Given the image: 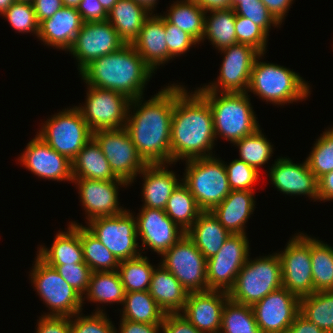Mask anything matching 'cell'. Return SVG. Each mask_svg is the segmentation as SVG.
Listing matches in <instances>:
<instances>
[{
	"mask_svg": "<svg viewBox=\"0 0 333 333\" xmlns=\"http://www.w3.org/2000/svg\"><path fill=\"white\" fill-rule=\"evenodd\" d=\"M173 110L174 84L166 85L149 100L142 96L130 102L125 129L147 164H171Z\"/></svg>",
	"mask_w": 333,
	"mask_h": 333,
	"instance_id": "cell-1",
	"label": "cell"
},
{
	"mask_svg": "<svg viewBox=\"0 0 333 333\" xmlns=\"http://www.w3.org/2000/svg\"><path fill=\"white\" fill-rule=\"evenodd\" d=\"M174 83L171 122V164L179 160L214 156L213 114L208 102L196 91Z\"/></svg>",
	"mask_w": 333,
	"mask_h": 333,
	"instance_id": "cell-2",
	"label": "cell"
},
{
	"mask_svg": "<svg viewBox=\"0 0 333 333\" xmlns=\"http://www.w3.org/2000/svg\"><path fill=\"white\" fill-rule=\"evenodd\" d=\"M155 72L145 63L132 44L90 62L80 72L86 85L112 90L133 100L144 90Z\"/></svg>",
	"mask_w": 333,
	"mask_h": 333,
	"instance_id": "cell-3",
	"label": "cell"
},
{
	"mask_svg": "<svg viewBox=\"0 0 333 333\" xmlns=\"http://www.w3.org/2000/svg\"><path fill=\"white\" fill-rule=\"evenodd\" d=\"M265 53L254 61L247 93L251 92L265 102L285 105L306 100L311 87L293 69L274 63L261 62Z\"/></svg>",
	"mask_w": 333,
	"mask_h": 333,
	"instance_id": "cell-4",
	"label": "cell"
},
{
	"mask_svg": "<svg viewBox=\"0 0 333 333\" xmlns=\"http://www.w3.org/2000/svg\"><path fill=\"white\" fill-rule=\"evenodd\" d=\"M213 114L214 134L234 143L253 134L260 124L247 92H198Z\"/></svg>",
	"mask_w": 333,
	"mask_h": 333,
	"instance_id": "cell-5",
	"label": "cell"
},
{
	"mask_svg": "<svg viewBox=\"0 0 333 333\" xmlns=\"http://www.w3.org/2000/svg\"><path fill=\"white\" fill-rule=\"evenodd\" d=\"M182 182L202 211H212L231 192L224 162L215 155L185 161Z\"/></svg>",
	"mask_w": 333,
	"mask_h": 333,
	"instance_id": "cell-6",
	"label": "cell"
},
{
	"mask_svg": "<svg viewBox=\"0 0 333 333\" xmlns=\"http://www.w3.org/2000/svg\"><path fill=\"white\" fill-rule=\"evenodd\" d=\"M281 287V260L275 252L253 260L249 255L237 275L234 287L228 293L232 301L252 306Z\"/></svg>",
	"mask_w": 333,
	"mask_h": 333,
	"instance_id": "cell-7",
	"label": "cell"
},
{
	"mask_svg": "<svg viewBox=\"0 0 333 333\" xmlns=\"http://www.w3.org/2000/svg\"><path fill=\"white\" fill-rule=\"evenodd\" d=\"M30 280L50 312L41 316L72 317L83 310V297L38 256L34 258Z\"/></svg>",
	"mask_w": 333,
	"mask_h": 333,
	"instance_id": "cell-8",
	"label": "cell"
},
{
	"mask_svg": "<svg viewBox=\"0 0 333 333\" xmlns=\"http://www.w3.org/2000/svg\"><path fill=\"white\" fill-rule=\"evenodd\" d=\"M48 118L37 135L52 149L72 161L92 139L93 132L77 106L65 108Z\"/></svg>",
	"mask_w": 333,
	"mask_h": 333,
	"instance_id": "cell-9",
	"label": "cell"
},
{
	"mask_svg": "<svg viewBox=\"0 0 333 333\" xmlns=\"http://www.w3.org/2000/svg\"><path fill=\"white\" fill-rule=\"evenodd\" d=\"M134 216L126 209L119 215L94 218L86 223V228L120 262L142 254Z\"/></svg>",
	"mask_w": 333,
	"mask_h": 333,
	"instance_id": "cell-10",
	"label": "cell"
},
{
	"mask_svg": "<svg viewBox=\"0 0 333 333\" xmlns=\"http://www.w3.org/2000/svg\"><path fill=\"white\" fill-rule=\"evenodd\" d=\"M277 253L281 260L282 286L299 299L313 294L311 236L303 232L294 234L284 250Z\"/></svg>",
	"mask_w": 333,
	"mask_h": 333,
	"instance_id": "cell-11",
	"label": "cell"
},
{
	"mask_svg": "<svg viewBox=\"0 0 333 333\" xmlns=\"http://www.w3.org/2000/svg\"><path fill=\"white\" fill-rule=\"evenodd\" d=\"M85 103L77 108L92 132L125 128L131 102L122 93L87 85Z\"/></svg>",
	"mask_w": 333,
	"mask_h": 333,
	"instance_id": "cell-12",
	"label": "cell"
},
{
	"mask_svg": "<svg viewBox=\"0 0 333 333\" xmlns=\"http://www.w3.org/2000/svg\"><path fill=\"white\" fill-rule=\"evenodd\" d=\"M159 262L169 270L188 293L207 291V259L185 234L161 255Z\"/></svg>",
	"mask_w": 333,
	"mask_h": 333,
	"instance_id": "cell-13",
	"label": "cell"
},
{
	"mask_svg": "<svg viewBox=\"0 0 333 333\" xmlns=\"http://www.w3.org/2000/svg\"><path fill=\"white\" fill-rule=\"evenodd\" d=\"M92 138L109 161L113 173L129 185L134 183L147 163L139 155L127 130H97Z\"/></svg>",
	"mask_w": 333,
	"mask_h": 333,
	"instance_id": "cell-14",
	"label": "cell"
},
{
	"mask_svg": "<svg viewBox=\"0 0 333 333\" xmlns=\"http://www.w3.org/2000/svg\"><path fill=\"white\" fill-rule=\"evenodd\" d=\"M219 52L224 56L217 80L194 89L197 92H247L253 64L260 53L241 43L223 48Z\"/></svg>",
	"mask_w": 333,
	"mask_h": 333,
	"instance_id": "cell-15",
	"label": "cell"
},
{
	"mask_svg": "<svg viewBox=\"0 0 333 333\" xmlns=\"http://www.w3.org/2000/svg\"><path fill=\"white\" fill-rule=\"evenodd\" d=\"M250 247L246 234H232L218 253L207 259L208 290L229 292L240 269L247 262Z\"/></svg>",
	"mask_w": 333,
	"mask_h": 333,
	"instance_id": "cell-16",
	"label": "cell"
},
{
	"mask_svg": "<svg viewBox=\"0 0 333 333\" xmlns=\"http://www.w3.org/2000/svg\"><path fill=\"white\" fill-rule=\"evenodd\" d=\"M124 45L125 42L108 20L85 22L67 52L76 58L80 72L90 62L116 52Z\"/></svg>",
	"mask_w": 333,
	"mask_h": 333,
	"instance_id": "cell-17",
	"label": "cell"
},
{
	"mask_svg": "<svg viewBox=\"0 0 333 333\" xmlns=\"http://www.w3.org/2000/svg\"><path fill=\"white\" fill-rule=\"evenodd\" d=\"M78 188L82 208L85 210L86 223L94 218L115 216L123 213L126 208L119 206L118 193L120 187L130 186L122 179L91 180L87 178H73ZM120 186V187H119Z\"/></svg>",
	"mask_w": 333,
	"mask_h": 333,
	"instance_id": "cell-18",
	"label": "cell"
},
{
	"mask_svg": "<svg viewBox=\"0 0 333 333\" xmlns=\"http://www.w3.org/2000/svg\"><path fill=\"white\" fill-rule=\"evenodd\" d=\"M251 307L262 333H284L300 313V299L282 286Z\"/></svg>",
	"mask_w": 333,
	"mask_h": 333,
	"instance_id": "cell-19",
	"label": "cell"
},
{
	"mask_svg": "<svg viewBox=\"0 0 333 333\" xmlns=\"http://www.w3.org/2000/svg\"><path fill=\"white\" fill-rule=\"evenodd\" d=\"M135 218L137 236L142 241L141 251L149 248L162 255L186 234L164 210L141 207Z\"/></svg>",
	"mask_w": 333,
	"mask_h": 333,
	"instance_id": "cell-20",
	"label": "cell"
},
{
	"mask_svg": "<svg viewBox=\"0 0 333 333\" xmlns=\"http://www.w3.org/2000/svg\"><path fill=\"white\" fill-rule=\"evenodd\" d=\"M18 160L40 179L73 182L72 161L52 149L37 134L27 143Z\"/></svg>",
	"mask_w": 333,
	"mask_h": 333,
	"instance_id": "cell-21",
	"label": "cell"
},
{
	"mask_svg": "<svg viewBox=\"0 0 333 333\" xmlns=\"http://www.w3.org/2000/svg\"><path fill=\"white\" fill-rule=\"evenodd\" d=\"M291 158L279 157L269 168L270 183L277 191L290 196H307L318 202V179L310 171L306 160L293 163Z\"/></svg>",
	"mask_w": 333,
	"mask_h": 333,
	"instance_id": "cell-22",
	"label": "cell"
},
{
	"mask_svg": "<svg viewBox=\"0 0 333 333\" xmlns=\"http://www.w3.org/2000/svg\"><path fill=\"white\" fill-rule=\"evenodd\" d=\"M229 293L207 290L189 293L180 312L193 326L203 333H219L222 311Z\"/></svg>",
	"mask_w": 333,
	"mask_h": 333,
	"instance_id": "cell-23",
	"label": "cell"
},
{
	"mask_svg": "<svg viewBox=\"0 0 333 333\" xmlns=\"http://www.w3.org/2000/svg\"><path fill=\"white\" fill-rule=\"evenodd\" d=\"M83 23L77 8L63 6L51 18L39 23L37 38L44 45L67 52Z\"/></svg>",
	"mask_w": 333,
	"mask_h": 333,
	"instance_id": "cell-24",
	"label": "cell"
},
{
	"mask_svg": "<svg viewBox=\"0 0 333 333\" xmlns=\"http://www.w3.org/2000/svg\"><path fill=\"white\" fill-rule=\"evenodd\" d=\"M171 164H147L140 172L143 177L142 201L144 208L164 210L175 188L182 182L174 171L168 170Z\"/></svg>",
	"mask_w": 333,
	"mask_h": 333,
	"instance_id": "cell-25",
	"label": "cell"
},
{
	"mask_svg": "<svg viewBox=\"0 0 333 333\" xmlns=\"http://www.w3.org/2000/svg\"><path fill=\"white\" fill-rule=\"evenodd\" d=\"M164 17L151 13L145 20L138 38L132 43L145 63L153 70L168 63V47Z\"/></svg>",
	"mask_w": 333,
	"mask_h": 333,
	"instance_id": "cell-26",
	"label": "cell"
},
{
	"mask_svg": "<svg viewBox=\"0 0 333 333\" xmlns=\"http://www.w3.org/2000/svg\"><path fill=\"white\" fill-rule=\"evenodd\" d=\"M254 190H231L211 213L231 234H246V222L255 210Z\"/></svg>",
	"mask_w": 333,
	"mask_h": 333,
	"instance_id": "cell-27",
	"label": "cell"
},
{
	"mask_svg": "<svg viewBox=\"0 0 333 333\" xmlns=\"http://www.w3.org/2000/svg\"><path fill=\"white\" fill-rule=\"evenodd\" d=\"M67 231H58L50 248L44 244L38 247L36 254L48 265L83 263V249L80 242V224L69 222Z\"/></svg>",
	"mask_w": 333,
	"mask_h": 333,
	"instance_id": "cell-28",
	"label": "cell"
},
{
	"mask_svg": "<svg viewBox=\"0 0 333 333\" xmlns=\"http://www.w3.org/2000/svg\"><path fill=\"white\" fill-rule=\"evenodd\" d=\"M148 292L165 313L181 312L189 294L175 276L161 264L153 271Z\"/></svg>",
	"mask_w": 333,
	"mask_h": 333,
	"instance_id": "cell-29",
	"label": "cell"
},
{
	"mask_svg": "<svg viewBox=\"0 0 333 333\" xmlns=\"http://www.w3.org/2000/svg\"><path fill=\"white\" fill-rule=\"evenodd\" d=\"M206 259L216 255L223 243L232 235L211 211H203L186 232Z\"/></svg>",
	"mask_w": 333,
	"mask_h": 333,
	"instance_id": "cell-30",
	"label": "cell"
},
{
	"mask_svg": "<svg viewBox=\"0 0 333 333\" xmlns=\"http://www.w3.org/2000/svg\"><path fill=\"white\" fill-rule=\"evenodd\" d=\"M150 12L134 0H118L108 13L107 20L125 44H132L139 36Z\"/></svg>",
	"mask_w": 333,
	"mask_h": 333,
	"instance_id": "cell-31",
	"label": "cell"
},
{
	"mask_svg": "<svg viewBox=\"0 0 333 333\" xmlns=\"http://www.w3.org/2000/svg\"><path fill=\"white\" fill-rule=\"evenodd\" d=\"M72 176L102 181L120 179L113 173L109 161L93 138L72 160Z\"/></svg>",
	"mask_w": 333,
	"mask_h": 333,
	"instance_id": "cell-32",
	"label": "cell"
},
{
	"mask_svg": "<svg viewBox=\"0 0 333 333\" xmlns=\"http://www.w3.org/2000/svg\"><path fill=\"white\" fill-rule=\"evenodd\" d=\"M235 19L236 14L232 8L206 11L201 42L207 38L218 51L237 44Z\"/></svg>",
	"mask_w": 333,
	"mask_h": 333,
	"instance_id": "cell-33",
	"label": "cell"
},
{
	"mask_svg": "<svg viewBox=\"0 0 333 333\" xmlns=\"http://www.w3.org/2000/svg\"><path fill=\"white\" fill-rule=\"evenodd\" d=\"M120 316L132 322L162 325L165 312L147 291H133L125 294Z\"/></svg>",
	"mask_w": 333,
	"mask_h": 333,
	"instance_id": "cell-34",
	"label": "cell"
},
{
	"mask_svg": "<svg viewBox=\"0 0 333 333\" xmlns=\"http://www.w3.org/2000/svg\"><path fill=\"white\" fill-rule=\"evenodd\" d=\"M126 291L117 270L92 272L85 299L99 304H123ZM109 303V304H108Z\"/></svg>",
	"mask_w": 333,
	"mask_h": 333,
	"instance_id": "cell-35",
	"label": "cell"
},
{
	"mask_svg": "<svg viewBox=\"0 0 333 333\" xmlns=\"http://www.w3.org/2000/svg\"><path fill=\"white\" fill-rule=\"evenodd\" d=\"M167 11L161 15L169 23L190 34L200 44L206 11L192 0H177Z\"/></svg>",
	"mask_w": 333,
	"mask_h": 333,
	"instance_id": "cell-36",
	"label": "cell"
},
{
	"mask_svg": "<svg viewBox=\"0 0 333 333\" xmlns=\"http://www.w3.org/2000/svg\"><path fill=\"white\" fill-rule=\"evenodd\" d=\"M167 216L187 232L203 212L188 187L181 182L169 197L164 209Z\"/></svg>",
	"mask_w": 333,
	"mask_h": 333,
	"instance_id": "cell-37",
	"label": "cell"
},
{
	"mask_svg": "<svg viewBox=\"0 0 333 333\" xmlns=\"http://www.w3.org/2000/svg\"><path fill=\"white\" fill-rule=\"evenodd\" d=\"M300 314L326 333H333V290L300 298Z\"/></svg>",
	"mask_w": 333,
	"mask_h": 333,
	"instance_id": "cell-38",
	"label": "cell"
},
{
	"mask_svg": "<svg viewBox=\"0 0 333 333\" xmlns=\"http://www.w3.org/2000/svg\"><path fill=\"white\" fill-rule=\"evenodd\" d=\"M311 263L314 291L333 290V247L311 236Z\"/></svg>",
	"mask_w": 333,
	"mask_h": 333,
	"instance_id": "cell-39",
	"label": "cell"
},
{
	"mask_svg": "<svg viewBox=\"0 0 333 333\" xmlns=\"http://www.w3.org/2000/svg\"><path fill=\"white\" fill-rule=\"evenodd\" d=\"M80 242L84 262L92 272L118 270L116 257L83 224H80Z\"/></svg>",
	"mask_w": 333,
	"mask_h": 333,
	"instance_id": "cell-40",
	"label": "cell"
},
{
	"mask_svg": "<svg viewBox=\"0 0 333 333\" xmlns=\"http://www.w3.org/2000/svg\"><path fill=\"white\" fill-rule=\"evenodd\" d=\"M154 269L155 266L150 263L148 257L140 255L120 261L117 271L126 293H129L133 291H147Z\"/></svg>",
	"mask_w": 333,
	"mask_h": 333,
	"instance_id": "cell-41",
	"label": "cell"
},
{
	"mask_svg": "<svg viewBox=\"0 0 333 333\" xmlns=\"http://www.w3.org/2000/svg\"><path fill=\"white\" fill-rule=\"evenodd\" d=\"M222 330V331H221ZM219 333H262L250 305L240 304L230 298L226 301Z\"/></svg>",
	"mask_w": 333,
	"mask_h": 333,
	"instance_id": "cell-42",
	"label": "cell"
},
{
	"mask_svg": "<svg viewBox=\"0 0 333 333\" xmlns=\"http://www.w3.org/2000/svg\"><path fill=\"white\" fill-rule=\"evenodd\" d=\"M265 136L261 128H258L253 134L233 143L239 149V160L244 161L258 172L259 167L268 164L274 150L273 144Z\"/></svg>",
	"mask_w": 333,
	"mask_h": 333,
	"instance_id": "cell-43",
	"label": "cell"
},
{
	"mask_svg": "<svg viewBox=\"0 0 333 333\" xmlns=\"http://www.w3.org/2000/svg\"><path fill=\"white\" fill-rule=\"evenodd\" d=\"M320 135L305 159L317 179L333 171V127H329Z\"/></svg>",
	"mask_w": 333,
	"mask_h": 333,
	"instance_id": "cell-44",
	"label": "cell"
},
{
	"mask_svg": "<svg viewBox=\"0 0 333 333\" xmlns=\"http://www.w3.org/2000/svg\"><path fill=\"white\" fill-rule=\"evenodd\" d=\"M231 8L236 15L250 19L268 35L271 26L278 28L281 25L261 0H231Z\"/></svg>",
	"mask_w": 333,
	"mask_h": 333,
	"instance_id": "cell-45",
	"label": "cell"
},
{
	"mask_svg": "<svg viewBox=\"0 0 333 333\" xmlns=\"http://www.w3.org/2000/svg\"><path fill=\"white\" fill-rule=\"evenodd\" d=\"M94 311L92 315L85 316L81 311L70 317L71 333H115L116 327L105 309L97 307Z\"/></svg>",
	"mask_w": 333,
	"mask_h": 333,
	"instance_id": "cell-46",
	"label": "cell"
},
{
	"mask_svg": "<svg viewBox=\"0 0 333 333\" xmlns=\"http://www.w3.org/2000/svg\"><path fill=\"white\" fill-rule=\"evenodd\" d=\"M1 16L19 33L38 36L39 22L32 3L15 1Z\"/></svg>",
	"mask_w": 333,
	"mask_h": 333,
	"instance_id": "cell-47",
	"label": "cell"
},
{
	"mask_svg": "<svg viewBox=\"0 0 333 333\" xmlns=\"http://www.w3.org/2000/svg\"><path fill=\"white\" fill-rule=\"evenodd\" d=\"M235 29L237 43L249 45L259 53H265L269 35L250 19L236 15Z\"/></svg>",
	"mask_w": 333,
	"mask_h": 333,
	"instance_id": "cell-48",
	"label": "cell"
},
{
	"mask_svg": "<svg viewBox=\"0 0 333 333\" xmlns=\"http://www.w3.org/2000/svg\"><path fill=\"white\" fill-rule=\"evenodd\" d=\"M224 165L231 190H254L255 182L260 176L255 168L238 158Z\"/></svg>",
	"mask_w": 333,
	"mask_h": 333,
	"instance_id": "cell-49",
	"label": "cell"
},
{
	"mask_svg": "<svg viewBox=\"0 0 333 333\" xmlns=\"http://www.w3.org/2000/svg\"><path fill=\"white\" fill-rule=\"evenodd\" d=\"M60 274V276L82 297L87 293L91 269L83 263L65 264V265H49Z\"/></svg>",
	"mask_w": 333,
	"mask_h": 333,
	"instance_id": "cell-50",
	"label": "cell"
},
{
	"mask_svg": "<svg viewBox=\"0 0 333 333\" xmlns=\"http://www.w3.org/2000/svg\"><path fill=\"white\" fill-rule=\"evenodd\" d=\"M164 29L168 47V62L175 56L185 55L191 47L199 44L190 34L169 23L165 18Z\"/></svg>",
	"mask_w": 333,
	"mask_h": 333,
	"instance_id": "cell-51",
	"label": "cell"
},
{
	"mask_svg": "<svg viewBox=\"0 0 333 333\" xmlns=\"http://www.w3.org/2000/svg\"><path fill=\"white\" fill-rule=\"evenodd\" d=\"M163 333H203L193 326L180 312L166 313L162 321Z\"/></svg>",
	"mask_w": 333,
	"mask_h": 333,
	"instance_id": "cell-52",
	"label": "cell"
},
{
	"mask_svg": "<svg viewBox=\"0 0 333 333\" xmlns=\"http://www.w3.org/2000/svg\"><path fill=\"white\" fill-rule=\"evenodd\" d=\"M36 333H71L70 317L40 316Z\"/></svg>",
	"mask_w": 333,
	"mask_h": 333,
	"instance_id": "cell-53",
	"label": "cell"
},
{
	"mask_svg": "<svg viewBox=\"0 0 333 333\" xmlns=\"http://www.w3.org/2000/svg\"><path fill=\"white\" fill-rule=\"evenodd\" d=\"M77 10L84 23L106 21L108 18L99 0H81Z\"/></svg>",
	"mask_w": 333,
	"mask_h": 333,
	"instance_id": "cell-54",
	"label": "cell"
},
{
	"mask_svg": "<svg viewBox=\"0 0 333 333\" xmlns=\"http://www.w3.org/2000/svg\"><path fill=\"white\" fill-rule=\"evenodd\" d=\"M32 5L39 23L51 18L63 7L62 0H34Z\"/></svg>",
	"mask_w": 333,
	"mask_h": 333,
	"instance_id": "cell-55",
	"label": "cell"
},
{
	"mask_svg": "<svg viewBox=\"0 0 333 333\" xmlns=\"http://www.w3.org/2000/svg\"><path fill=\"white\" fill-rule=\"evenodd\" d=\"M162 325L132 322L126 319H120L119 331L115 333H160Z\"/></svg>",
	"mask_w": 333,
	"mask_h": 333,
	"instance_id": "cell-56",
	"label": "cell"
},
{
	"mask_svg": "<svg viewBox=\"0 0 333 333\" xmlns=\"http://www.w3.org/2000/svg\"><path fill=\"white\" fill-rule=\"evenodd\" d=\"M273 17L282 24L294 0H261Z\"/></svg>",
	"mask_w": 333,
	"mask_h": 333,
	"instance_id": "cell-57",
	"label": "cell"
},
{
	"mask_svg": "<svg viewBox=\"0 0 333 333\" xmlns=\"http://www.w3.org/2000/svg\"><path fill=\"white\" fill-rule=\"evenodd\" d=\"M284 333H326L314 323L308 321L300 313L295 317L291 326Z\"/></svg>",
	"mask_w": 333,
	"mask_h": 333,
	"instance_id": "cell-58",
	"label": "cell"
},
{
	"mask_svg": "<svg viewBox=\"0 0 333 333\" xmlns=\"http://www.w3.org/2000/svg\"><path fill=\"white\" fill-rule=\"evenodd\" d=\"M318 200L319 202L333 200V171L318 179Z\"/></svg>",
	"mask_w": 333,
	"mask_h": 333,
	"instance_id": "cell-59",
	"label": "cell"
},
{
	"mask_svg": "<svg viewBox=\"0 0 333 333\" xmlns=\"http://www.w3.org/2000/svg\"><path fill=\"white\" fill-rule=\"evenodd\" d=\"M192 1H195L205 11L231 8V0H192Z\"/></svg>",
	"mask_w": 333,
	"mask_h": 333,
	"instance_id": "cell-60",
	"label": "cell"
},
{
	"mask_svg": "<svg viewBox=\"0 0 333 333\" xmlns=\"http://www.w3.org/2000/svg\"><path fill=\"white\" fill-rule=\"evenodd\" d=\"M138 4H141L150 13H154L155 7L158 4V0H134Z\"/></svg>",
	"mask_w": 333,
	"mask_h": 333,
	"instance_id": "cell-61",
	"label": "cell"
},
{
	"mask_svg": "<svg viewBox=\"0 0 333 333\" xmlns=\"http://www.w3.org/2000/svg\"><path fill=\"white\" fill-rule=\"evenodd\" d=\"M118 0H99L101 3L103 9L109 13V11L112 9V7L116 4Z\"/></svg>",
	"mask_w": 333,
	"mask_h": 333,
	"instance_id": "cell-62",
	"label": "cell"
},
{
	"mask_svg": "<svg viewBox=\"0 0 333 333\" xmlns=\"http://www.w3.org/2000/svg\"><path fill=\"white\" fill-rule=\"evenodd\" d=\"M16 0H0V15H2Z\"/></svg>",
	"mask_w": 333,
	"mask_h": 333,
	"instance_id": "cell-63",
	"label": "cell"
},
{
	"mask_svg": "<svg viewBox=\"0 0 333 333\" xmlns=\"http://www.w3.org/2000/svg\"><path fill=\"white\" fill-rule=\"evenodd\" d=\"M81 0H62L64 7H74L77 8Z\"/></svg>",
	"mask_w": 333,
	"mask_h": 333,
	"instance_id": "cell-64",
	"label": "cell"
},
{
	"mask_svg": "<svg viewBox=\"0 0 333 333\" xmlns=\"http://www.w3.org/2000/svg\"><path fill=\"white\" fill-rule=\"evenodd\" d=\"M34 0H16V2H28V3H32Z\"/></svg>",
	"mask_w": 333,
	"mask_h": 333,
	"instance_id": "cell-65",
	"label": "cell"
}]
</instances>
